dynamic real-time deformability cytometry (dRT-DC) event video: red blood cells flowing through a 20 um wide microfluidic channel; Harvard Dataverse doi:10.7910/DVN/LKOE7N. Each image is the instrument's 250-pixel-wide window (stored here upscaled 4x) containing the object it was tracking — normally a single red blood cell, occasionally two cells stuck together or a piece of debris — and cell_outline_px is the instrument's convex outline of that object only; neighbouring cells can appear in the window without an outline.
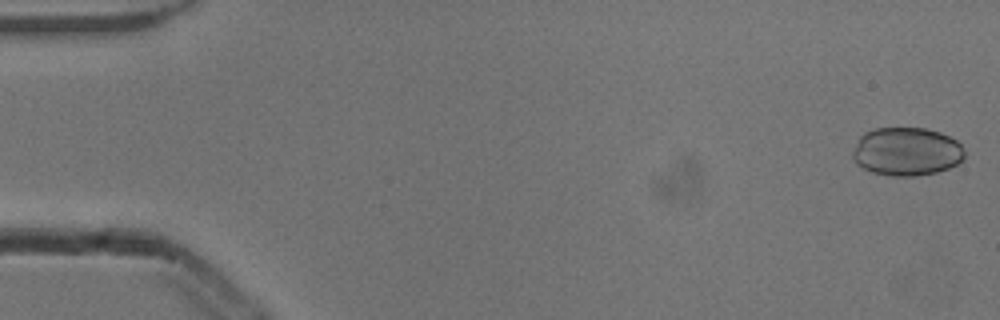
{"species": "common noctule bat (a hibernating species)", "species_latin": "Nyctalus noctula", "temperature_condition": "cold", "stored_images_in_passage": 53, "camera_frame_rate_fps": 3000, "um_per_image_px": 0.085, "animal": {"sex": "male", "body_mass_g": 13.3}, "frame": {"image": 1, "passage_image": 1, "time_ms": 0.0, "image_size_px": [1000, 320], "cell_outline_px": [[964, 160], [948, 168], [936, 172], [916, 176], [892, 176], [872, 172], [856, 164], [852, 156], [852, 152], [860, 136], [864, 132], [876, 128], [924, 128], [940, 132], [956, 140], [960, 144], [964, 152]], "centroid_in_image_um": [77.05, 12.88], "position_along_channel_um": 8.0, "area_um2": 31.56}}
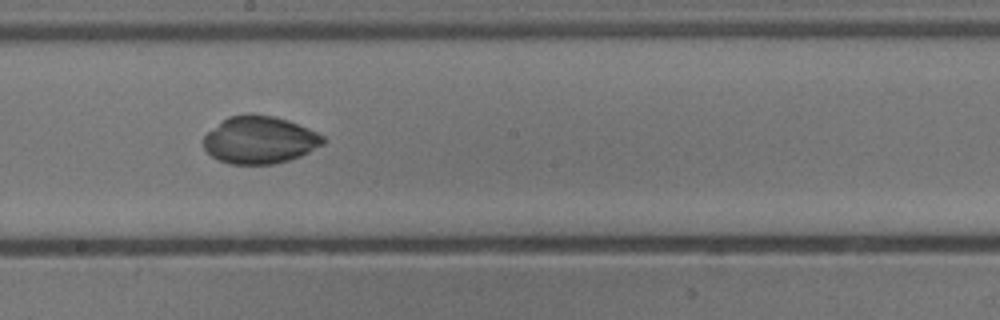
{"frame": {"image": 2, "passage_image": 29, "time_ms": 9.333, "image_size_px": [1000, 320], "cell_outline_px": [[324, 144], [300, 156], [288, 160], [272, 164], [228, 164], [212, 156], [204, 148], [204, 136], [208, 132], [228, 116], [248, 112], [252, 112], [276, 116], [288, 120], [308, 128], [324, 136]], "centroid_in_image_um": [22.07, 11.87], "position_along_channel_um": 226.1, "area_um2": 33.18}}
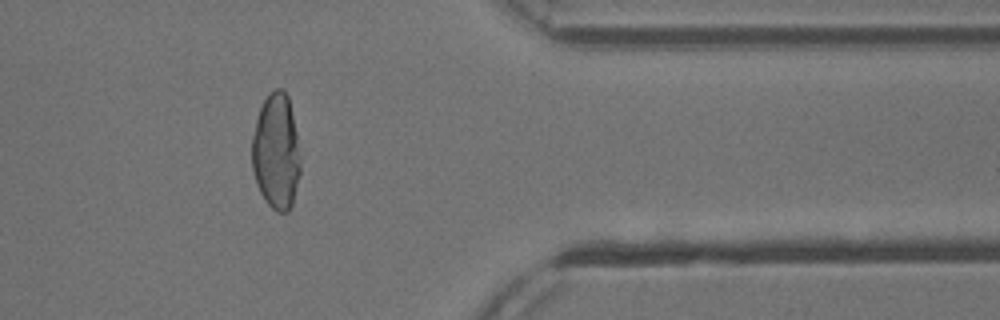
{"frame": {"image": 3, "passage_image": 43, "time_ms": 14.0, "image_size_px": [1000, 320], "cell_outline_px": [[300, 172], [292, 204], [288, 212], [276, 212], [264, 200], [256, 184], [252, 168], [252, 136], [256, 120], [260, 108], [268, 92], [276, 88], [284, 88], [288, 96], [296, 132], [300, 156]], "centroid_in_image_um": [23.46, 12.89], "position_along_channel_um": 387.9, "area_um2": 32.83}}